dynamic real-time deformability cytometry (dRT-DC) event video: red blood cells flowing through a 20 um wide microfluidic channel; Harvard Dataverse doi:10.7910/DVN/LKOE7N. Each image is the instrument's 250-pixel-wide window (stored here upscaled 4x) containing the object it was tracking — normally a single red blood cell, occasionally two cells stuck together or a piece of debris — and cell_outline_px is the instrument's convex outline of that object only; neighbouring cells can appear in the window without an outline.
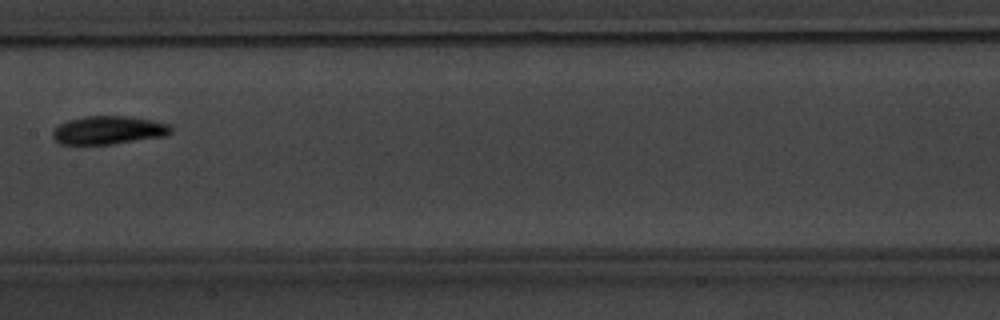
{"species": "common noctule bat (a hibernating species)", "species_latin": "Nyctalus noctula", "temperature_condition": "warm", "stored_images_in_passage": 6, "camera_frame_rate_fps": 3000, "um_per_image_px": 0.085, "animal": {"sex": "male", "body_mass_g": 20.1, "forearm_length_mm": 53.5}, "frame": {"image": 1, "passage_image": 5, "time_ms": 5.0, "image_size_px": [1000, 320], "cell_outline_px": [[172, 132], [164, 136], [112, 144], [60, 144], [52, 136], [52, 132], [60, 124], [68, 120], [84, 116], [128, 116], [152, 120], [168, 124], [172, 128]], "centroid_in_image_um": [9.22, 11.06], "position_along_channel_um": 198.2, "area_um2": 19.36}}